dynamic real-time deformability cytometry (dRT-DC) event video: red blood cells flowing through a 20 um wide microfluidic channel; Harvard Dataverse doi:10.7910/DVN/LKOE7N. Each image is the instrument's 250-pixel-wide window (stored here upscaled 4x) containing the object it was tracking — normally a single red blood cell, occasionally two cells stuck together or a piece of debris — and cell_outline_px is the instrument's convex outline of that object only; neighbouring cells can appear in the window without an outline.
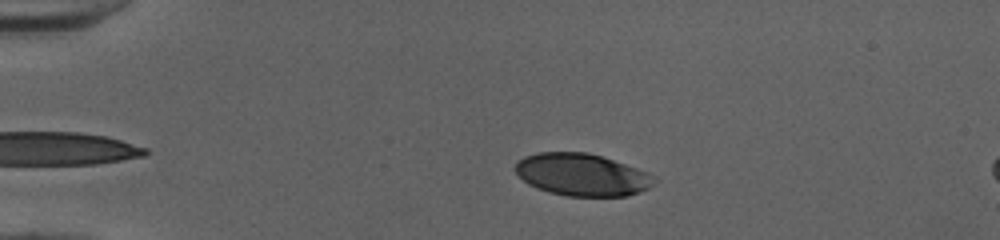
{"species": "human", "species_latin": "Homo sapiens", "temperature_condition": "cold", "stored_images_in_passage": 45, "camera_frame_rate_fps": 3000, "um_per_image_px": 0.085, "donor": {"sex": "female"}, "frame": {"image": 1, "passage_image": 5, "time_ms": 1.333, "image_size_px": [1000, 240], "cell_outline_px": [[656, 180], [648, 188], [640, 192], [624, 196], [568, 196], [548, 192], [536, 188], [528, 184], [516, 172], [516, 160], [524, 156], [536, 152], [588, 152], [604, 156], [648, 172], [656, 176]], "centroid_in_image_um": [49.47, 14.84], "position_along_channel_um": 35.5, "area_um2": 34.45}}
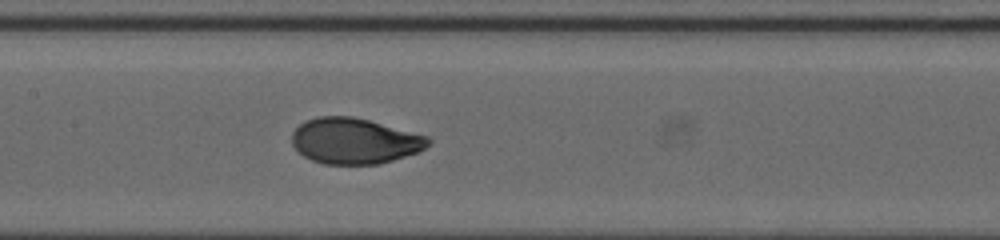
{"frame": {"image": 2, "passage_image": 20, "time_ms": 6.333, "image_size_px": [1000, 240], "cell_outline_px": [[432, 140], [424, 148], [416, 152], [380, 164], [324, 164], [312, 160], [304, 156], [292, 144], [292, 132], [300, 124], [308, 120], [320, 116], [352, 116], [368, 120], [428, 136]], "centroid_in_image_um": [30.12, 11.98], "position_along_channel_um": 177.3, "area_um2": 36.01}}
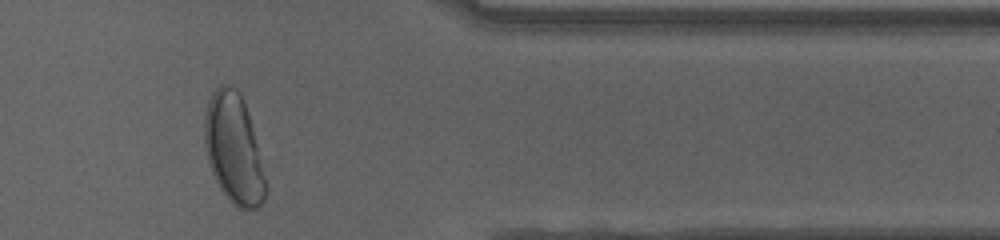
{"frame": {"image": 3, "passage_image": 37, "time_ms": 12.0, "image_size_px": [1000, 240], "cell_outline_px": [[268, 188], [264, 200], [256, 208], [236, 208], [232, 204], [220, 188], [212, 172], [208, 160], [204, 144], [204, 116], [208, 100], [212, 92], [220, 84], [224, 84], [236, 88], [244, 104], [252, 128]], "centroid_in_image_um": [19.84, 12.67], "position_along_channel_um": 391.6, "area_um2": 38.61}, "authors_computed_cell_mechanics": {"area_um2": 36.414, "velocity_mm_per_s": 4.0061, "shape_relaxation_time_tau1_ms": 3.8822, "shape_relaxation_time_tau2_ms": null, "deformation_change_tau1": 0.1853, "deformation_change_tau2": null}}